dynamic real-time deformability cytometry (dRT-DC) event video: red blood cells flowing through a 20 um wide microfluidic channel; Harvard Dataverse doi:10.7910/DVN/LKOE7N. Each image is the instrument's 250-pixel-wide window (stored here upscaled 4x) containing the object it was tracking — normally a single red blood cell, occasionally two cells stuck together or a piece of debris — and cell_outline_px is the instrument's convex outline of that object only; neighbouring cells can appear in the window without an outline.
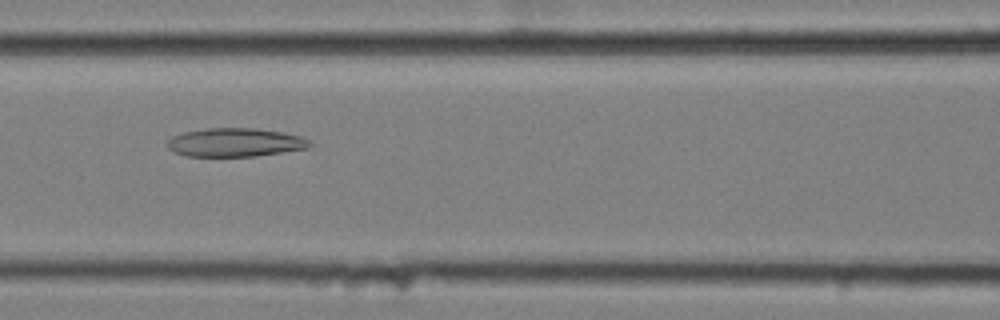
{"species": "common noctule bat (a hibernating species)", "species_latin": "Nyctalus noctula", "temperature_condition": "cold", "stored_images_in_passage": 34, "camera_frame_rate_fps": 3000, "um_per_image_px": 0.085, "animal": {"sex": "female", "body_mass_g": 25.1}, "frame": {"image": 1, "passage_image": 8, "time_ms": 2.333, "image_size_px": [1000, 320], "cell_outline_px": [[312, 144], [308, 148], [256, 156], [188, 156], [176, 152], [168, 148], [168, 140], [172, 136], [184, 132], [208, 128], [256, 128], [280, 132], [300, 136], [308, 140]], "centroid_in_image_um": [19.99, 12.1], "position_along_channel_um": 146.6, "area_um2": 23.47}}
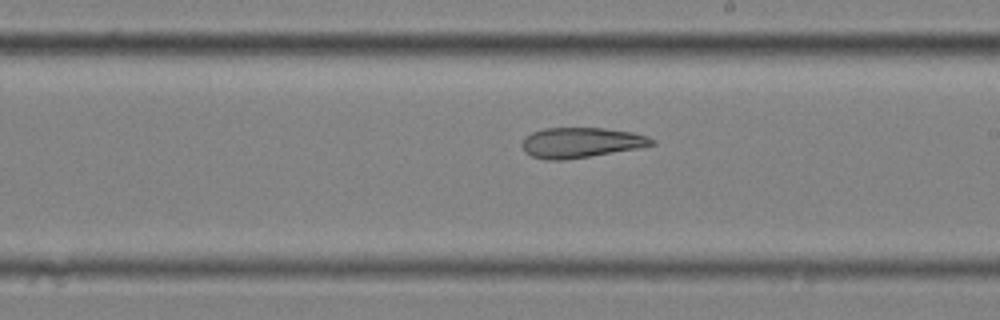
{"frame": {"image": 2, "passage_image": 16, "time_ms": 5.0, "image_size_px": [1000, 320], "cell_outline_px": [[656, 144], [640, 148], [564, 160], [548, 160], [532, 156], [524, 152], [520, 144], [532, 132], [544, 128], [604, 128], [632, 132], [648, 136], [656, 140]], "centroid_in_image_um": [49.41, 12.12], "position_along_channel_um": 239.6, "area_um2": 22.89}}
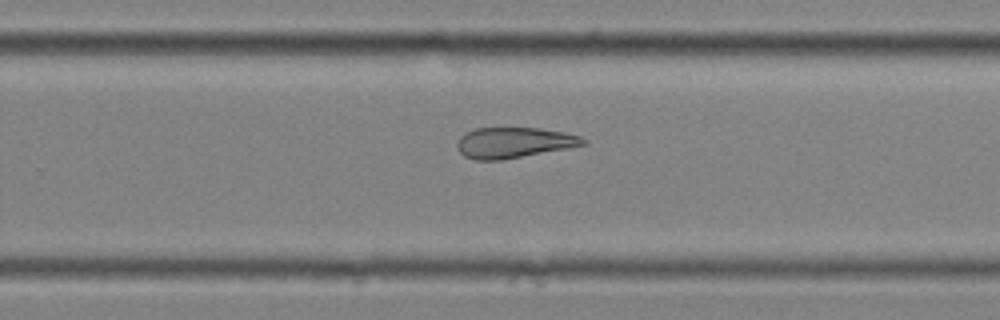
{"frame": {"image": 3, "passage_image": 20, "time_ms": 6.333, "image_size_px": [1000, 320], "cell_outline_px": [[588, 144], [568, 148], [500, 160], [476, 160], [464, 156], [456, 148], [456, 140], [464, 132], [476, 128], [540, 128], [564, 132], [580, 136], [588, 140]], "centroid_in_image_um": [43.66, 12.12], "position_along_channel_um": 286.1, "area_um2": 22.66}, "authors_computed_cell_mechanics": {"area_um2": 23.9581, "velocity_mm_per_s": 3.4951, "shape_relaxation_time_tau1_ms": null, "shape_relaxation_time_tau2_ms": 9.2875, "deformation_change_tau1": null, "deformation_change_tau2": 0.2187}}